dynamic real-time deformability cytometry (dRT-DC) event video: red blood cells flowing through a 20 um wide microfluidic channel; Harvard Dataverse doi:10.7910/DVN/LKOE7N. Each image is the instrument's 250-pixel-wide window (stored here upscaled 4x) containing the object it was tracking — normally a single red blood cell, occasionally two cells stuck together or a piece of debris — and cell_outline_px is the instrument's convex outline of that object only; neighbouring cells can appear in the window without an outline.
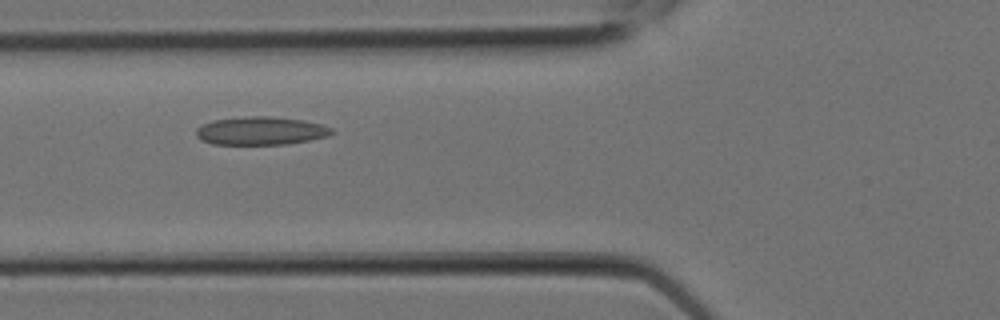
{"species": "Egyptian fruit bat (a non-hibernating species)", "species_latin": "Rousettus aegyptiacus", "temperature_condition": "room temperature", "stored_images_in_passage": 4, "camera_frame_rate_fps": 3000, "um_per_image_px": 0.085, "animal": {"sex": "female"}, "frame": {"image": 1, "passage_image": 3, "time_ms": 0.667, "image_size_px": [1000, 320], "cell_outline_px": [[336, 132], [328, 136], [288, 144], [212, 144], [200, 140], [196, 136], [196, 128], [212, 120], [248, 116], [272, 116], [304, 120], [320, 124], [332, 128]], "centroid_in_image_um": [22.17, 11.12], "position_along_channel_um": 103.6, "area_um2": 22.37}}
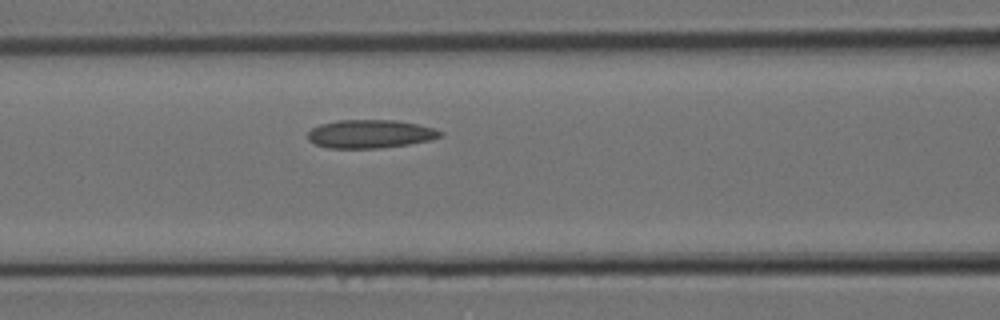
{"frame": {"image": 2, "passage_image": 4, "time_ms": 1.0, "image_size_px": [1000, 320], "cell_outline_px": [[444, 132], [440, 136], [432, 140], [408, 144], [380, 148], [328, 148], [316, 144], [308, 140], [308, 132], [312, 128], [320, 124], [336, 120], [396, 120], [416, 124], [432, 128]], "centroid_in_image_um": [31.45, 11.38], "position_along_channel_um": 135.2, "area_um2": 21.85}}